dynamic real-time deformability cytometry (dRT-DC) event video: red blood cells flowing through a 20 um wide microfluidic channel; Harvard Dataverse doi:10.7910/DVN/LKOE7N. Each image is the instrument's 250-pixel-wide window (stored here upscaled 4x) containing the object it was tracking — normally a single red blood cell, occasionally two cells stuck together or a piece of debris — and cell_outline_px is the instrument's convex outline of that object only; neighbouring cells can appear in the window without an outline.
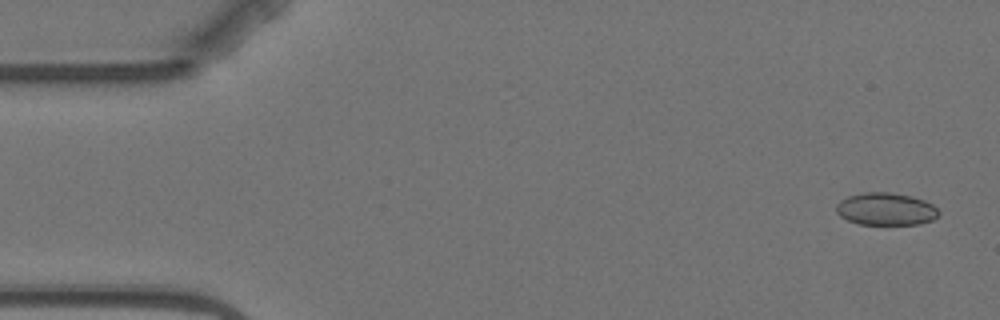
{"species": "Egyptian fruit bat (a non-hibernating species)", "species_latin": "Rousettus aegyptiacus", "temperature_condition": "warm", "stored_images_in_passage": 4, "camera_frame_rate_fps": 3000, "um_per_image_px": 0.085, "animal": {"sex": "female"}, "frame": {"image": 1, "passage_image": 1, "time_ms": 0.0, "image_size_px": [1000, 320], "cell_outline_px": [[940, 216], [932, 220], [920, 224], [860, 224], [848, 220], [840, 216], [836, 212], [836, 204], [840, 200], [848, 196], [864, 192], [892, 192], [912, 196], [924, 200], [932, 204], [940, 212]], "centroid_in_image_um": [75.31, 17.76], "position_along_channel_um": 9.7, "area_um2": 19.54}}
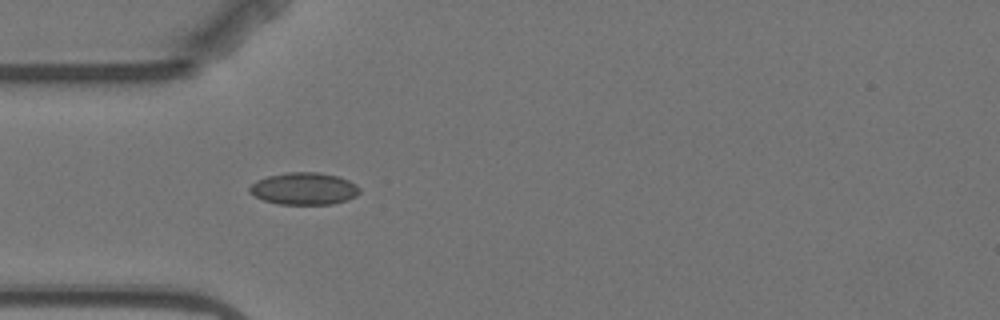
{"frame": {"image": 2, "passage_image": 4, "time_ms": 4.667, "image_size_px": [1000, 320], "cell_outline_px": [[360, 192], [356, 196], [348, 200], [332, 204], [280, 204], [264, 200], [248, 192], [248, 188], [256, 180], [268, 176], [288, 172], [320, 172], [336, 176], [348, 180], [356, 184], [360, 188]], "centroid_in_image_um": [25.85, 16.03], "position_along_channel_um": 59.1, "area_um2": 20.63}}